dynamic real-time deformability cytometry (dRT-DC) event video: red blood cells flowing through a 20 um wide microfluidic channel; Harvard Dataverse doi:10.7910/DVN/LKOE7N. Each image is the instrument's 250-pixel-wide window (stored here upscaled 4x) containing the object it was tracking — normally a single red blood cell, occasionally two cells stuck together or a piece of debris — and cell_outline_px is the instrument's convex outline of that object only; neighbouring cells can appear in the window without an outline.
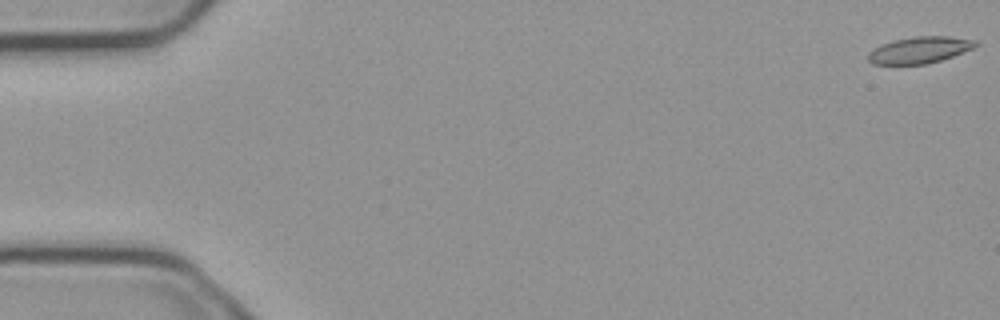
{"species": "common noctule bat (a hibernating species)", "species_latin": "Nyctalus noctula", "temperature_condition": "cold", "stored_images_in_passage": 6, "camera_frame_rate_fps": 3000, "um_per_image_px": 0.085, "animal": {"sex": "male", "body_mass_g": 23.1, "forearm_length_mm": 52.7}, "frame": {"image": 1, "passage_image": 1, "time_ms": 0.0, "image_size_px": [1000, 320], "cell_outline_px": [[980, 44], [972, 48], [952, 56], [928, 64], [872, 64], [868, 60], [868, 52], [880, 44], [892, 40], [916, 36], [948, 36], [976, 40]], "centroid_in_image_um": [78.14, 4.24], "position_along_channel_um": 6.9, "area_um2": 16.65}}